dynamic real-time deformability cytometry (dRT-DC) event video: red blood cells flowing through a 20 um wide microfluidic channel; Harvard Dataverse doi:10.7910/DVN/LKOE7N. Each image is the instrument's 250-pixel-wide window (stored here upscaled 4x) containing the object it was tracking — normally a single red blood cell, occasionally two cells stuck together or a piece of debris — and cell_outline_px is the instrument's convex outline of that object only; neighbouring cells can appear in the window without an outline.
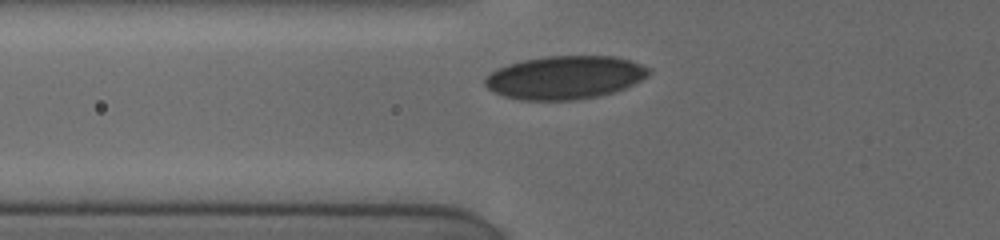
{"species": "human", "species_latin": "Homo sapiens", "temperature_condition": "cold", "stored_images_in_passage": 38, "camera_frame_rate_fps": 3000, "um_per_image_px": 0.085, "donor": {"sex": "female"}, "frame": {"image": 1, "passage_image": 4, "time_ms": 2.0, "image_size_px": [1000, 240], "cell_outline_px": [[652, 72], [648, 76], [624, 88], [600, 96], [576, 100], [520, 100], [504, 96], [492, 92], [484, 84], [484, 80], [492, 72], [508, 64], [524, 60], [548, 56], [616, 56], [652, 68]], "centroid_in_image_um": [48.03, 6.59], "position_along_channel_um": 77.8, "area_um2": 41.21}}
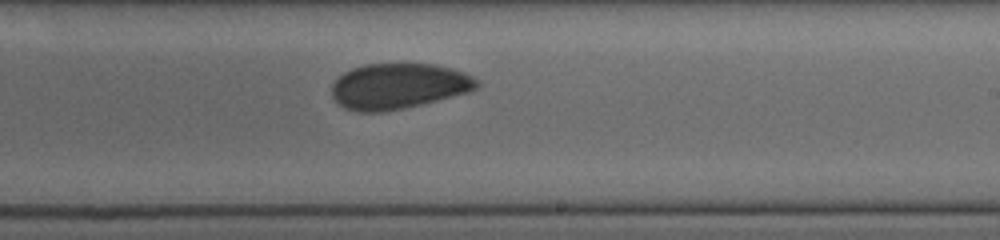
{"frame": {"image": 2, "passage_image": 23, "time_ms": 6.667, "image_size_px": [1000, 240], "cell_outline_px": [[480, 84], [476, 88], [468, 92], [404, 108], [384, 112], [356, 112], [344, 108], [332, 96], [332, 84], [344, 72], [352, 68], [364, 64], [436, 64], [452, 68], [464, 72], [472, 76]], "centroid_in_image_um": [33.85, 7.32], "position_along_channel_um": 255.1, "area_um2": 38.44}}
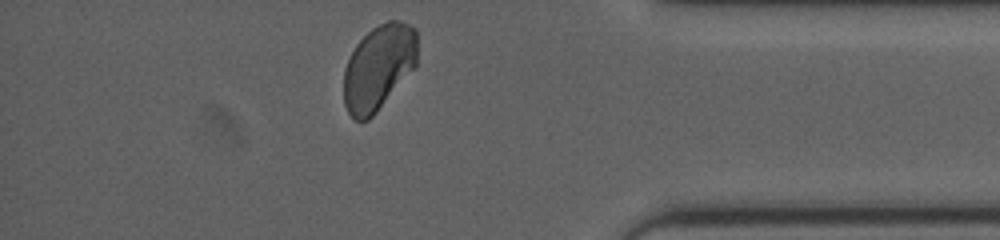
{"frame": {"image": 3, "passage_image": 38, "time_ms": 11.0, "image_size_px": [1000, 240], "cell_outline_px": [[416, 68], [376, 112], [368, 120], [356, 120], [348, 112], [344, 104], [344, 68], [356, 44], [372, 28], [388, 20], [400, 20], [416, 28]], "centroid_in_image_um": [32.19, 5.72], "position_along_channel_um": 403.0, "area_um2": 36.65}, "authors_computed_cell_mechanics": {"area_um2": 39.4196, "velocity_mm_per_s": 3.8304, "shape_relaxation_time_tau1_ms": 7.3963, "shape_relaxation_time_tau2_ms": 1.5237, "deformation_change_tau1": 0.1123, "deformation_change_tau2": 0.0497}}